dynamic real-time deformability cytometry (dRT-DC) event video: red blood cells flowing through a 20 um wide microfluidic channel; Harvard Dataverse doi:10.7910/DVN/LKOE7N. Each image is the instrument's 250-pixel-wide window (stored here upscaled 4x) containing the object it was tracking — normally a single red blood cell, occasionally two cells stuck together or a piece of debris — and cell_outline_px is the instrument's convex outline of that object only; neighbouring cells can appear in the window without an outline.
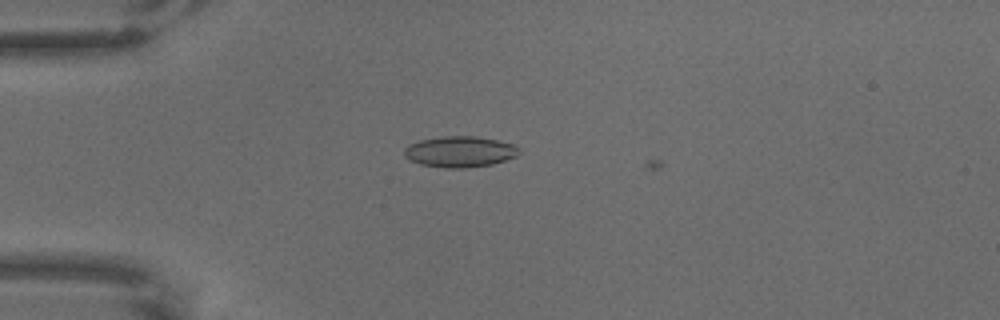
{"species": "common noctule bat (a hibernating species)", "species_latin": "Nyctalus noctula", "temperature_condition": "warm", "stored_images_in_passage": 3, "camera_frame_rate_fps": 3000, "um_per_image_px": 0.085, "animal": {"sex": "male", "body_mass_g": 18.8}, "frame": {"image": 1, "passage_image": 2, "time_ms": 0.333, "image_size_px": [1000, 320], "cell_outline_px": [[520, 152], [516, 156], [492, 164], [468, 168], [444, 168], [420, 164], [408, 160], [404, 156], [404, 148], [408, 144], [420, 140], [440, 136], [472, 136], [496, 140], [516, 144], [520, 148]], "centroid_in_image_um": [39.06, 12.89], "position_along_channel_um": 45.9, "area_um2": 20.92}}